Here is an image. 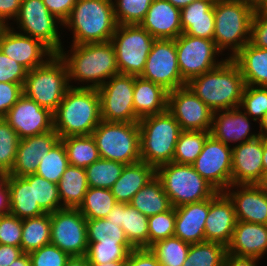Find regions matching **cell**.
<instances>
[{"label":"cell","instance_id":"6da1fadb","mask_svg":"<svg viewBox=\"0 0 267 266\" xmlns=\"http://www.w3.org/2000/svg\"><path fill=\"white\" fill-rule=\"evenodd\" d=\"M70 46V50L62 48L58 54L67 65L71 87L98 89L112 76L119 74L115 50L110 41ZM74 82L79 86L72 84Z\"/></svg>","mask_w":267,"mask_h":266},{"label":"cell","instance_id":"7a4b0ae2","mask_svg":"<svg viewBox=\"0 0 267 266\" xmlns=\"http://www.w3.org/2000/svg\"><path fill=\"white\" fill-rule=\"evenodd\" d=\"M186 85L214 112L239 107L245 87L239 66L229 58Z\"/></svg>","mask_w":267,"mask_h":266},{"label":"cell","instance_id":"3957f363","mask_svg":"<svg viewBox=\"0 0 267 266\" xmlns=\"http://www.w3.org/2000/svg\"><path fill=\"white\" fill-rule=\"evenodd\" d=\"M102 121L97 89L70 87L53 113V129L60 138L92 135Z\"/></svg>","mask_w":267,"mask_h":266},{"label":"cell","instance_id":"277c9868","mask_svg":"<svg viewBox=\"0 0 267 266\" xmlns=\"http://www.w3.org/2000/svg\"><path fill=\"white\" fill-rule=\"evenodd\" d=\"M253 0H216L214 36L217 49L232 59L251 39V23L256 11Z\"/></svg>","mask_w":267,"mask_h":266},{"label":"cell","instance_id":"5b68a950","mask_svg":"<svg viewBox=\"0 0 267 266\" xmlns=\"http://www.w3.org/2000/svg\"><path fill=\"white\" fill-rule=\"evenodd\" d=\"M117 25L113 0H77L63 23L72 30L71 44L109 42Z\"/></svg>","mask_w":267,"mask_h":266},{"label":"cell","instance_id":"8992f818","mask_svg":"<svg viewBox=\"0 0 267 266\" xmlns=\"http://www.w3.org/2000/svg\"><path fill=\"white\" fill-rule=\"evenodd\" d=\"M141 161L155 169L173 161L175 146L182 131L174 116L166 110L139 119Z\"/></svg>","mask_w":267,"mask_h":266},{"label":"cell","instance_id":"52a82bcc","mask_svg":"<svg viewBox=\"0 0 267 266\" xmlns=\"http://www.w3.org/2000/svg\"><path fill=\"white\" fill-rule=\"evenodd\" d=\"M70 87L67 65L59 54H54L27 72L23 93L54 113Z\"/></svg>","mask_w":267,"mask_h":266},{"label":"cell","instance_id":"ba28073f","mask_svg":"<svg viewBox=\"0 0 267 266\" xmlns=\"http://www.w3.org/2000/svg\"><path fill=\"white\" fill-rule=\"evenodd\" d=\"M156 177L174 208L210 199L218 192L192 165L170 162L156 168Z\"/></svg>","mask_w":267,"mask_h":266},{"label":"cell","instance_id":"9c48e42d","mask_svg":"<svg viewBox=\"0 0 267 266\" xmlns=\"http://www.w3.org/2000/svg\"><path fill=\"white\" fill-rule=\"evenodd\" d=\"M100 158L125 165L141 161L138 122L101 121L92 132Z\"/></svg>","mask_w":267,"mask_h":266},{"label":"cell","instance_id":"30bf717a","mask_svg":"<svg viewBox=\"0 0 267 266\" xmlns=\"http://www.w3.org/2000/svg\"><path fill=\"white\" fill-rule=\"evenodd\" d=\"M155 38L139 24L117 25L112 43L120 74L140 76Z\"/></svg>","mask_w":267,"mask_h":266},{"label":"cell","instance_id":"8fae6325","mask_svg":"<svg viewBox=\"0 0 267 266\" xmlns=\"http://www.w3.org/2000/svg\"><path fill=\"white\" fill-rule=\"evenodd\" d=\"M13 22L18 26L15 27L19 30L17 32L40 40L54 54L64 48L60 39L62 32L59 31L63 23L49 12L43 0H22Z\"/></svg>","mask_w":267,"mask_h":266},{"label":"cell","instance_id":"7c38bea8","mask_svg":"<svg viewBox=\"0 0 267 266\" xmlns=\"http://www.w3.org/2000/svg\"><path fill=\"white\" fill-rule=\"evenodd\" d=\"M175 46L180 74L186 83L216 68L226 59L222 57L226 55L217 49L213 39L182 33L175 39ZM219 55L222 57L220 60Z\"/></svg>","mask_w":267,"mask_h":266},{"label":"cell","instance_id":"4fadbf2b","mask_svg":"<svg viewBox=\"0 0 267 266\" xmlns=\"http://www.w3.org/2000/svg\"><path fill=\"white\" fill-rule=\"evenodd\" d=\"M135 75L117 74L98 88L101 119L108 122H139L133 107Z\"/></svg>","mask_w":267,"mask_h":266},{"label":"cell","instance_id":"5bb4252c","mask_svg":"<svg viewBox=\"0 0 267 266\" xmlns=\"http://www.w3.org/2000/svg\"><path fill=\"white\" fill-rule=\"evenodd\" d=\"M50 243L72 256H85L88 249L87 219L78 209L63 208L50 213Z\"/></svg>","mask_w":267,"mask_h":266},{"label":"cell","instance_id":"9a60e30c","mask_svg":"<svg viewBox=\"0 0 267 266\" xmlns=\"http://www.w3.org/2000/svg\"><path fill=\"white\" fill-rule=\"evenodd\" d=\"M140 77L168 92L186 86L178 66L175 39H155Z\"/></svg>","mask_w":267,"mask_h":266},{"label":"cell","instance_id":"2e32d148","mask_svg":"<svg viewBox=\"0 0 267 266\" xmlns=\"http://www.w3.org/2000/svg\"><path fill=\"white\" fill-rule=\"evenodd\" d=\"M191 165L218 192H224L232 185V146L215 139L211 134Z\"/></svg>","mask_w":267,"mask_h":266},{"label":"cell","instance_id":"e0dca14e","mask_svg":"<svg viewBox=\"0 0 267 266\" xmlns=\"http://www.w3.org/2000/svg\"><path fill=\"white\" fill-rule=\"evenodd\" d=\"M167 110L179 123L181 130H211L214 111L187 85L168 92Z\"/></svg>","mask_w":267,"mask_h":266},{"label":"cell","instance_id":"ac0fdd59","mask_svg":"<svg viewBox=\"0 0 267 266\" xmlns=\"http://www.w3.org/2000/svg\"><path fill=\"white\" fill-rule=\"evenodd\" d=\"M0 50L28 71L43 65L54 55L40 40L17 32L11 23L0 26Z\"/></svg>","mask_w":267,"mask_h":266},{"label":"cell","instance_id":"d6986e66","mask_svg":"<svg viewBox=\"0 0 267 266\" xmlns=\"http://www.w3.org/2000/svg\"><path fill=\"white\" fill-rule=\"evenodd\" d=\"M3 118L20 139L53 130V113L24 93Z\"/></svg>","mask_w":267,"mask_h":266},{"label":"cell","instance_id":"ffe728a7","mask_svg":"<svg viewBox=\"0 0 267 266\" xmlns=\"http://www.w3.org/2000/svg\"><path fill=\"white\" fill-rule=\"evenodd\" d=\"M263 137L232 144V185L258 184L263 176Z\"/></svg>","mask_w":267,"mask_h":266},{"label":"cell","instance_id":"44dd1931","mask_svg":"<svg viewBox=\"0 0 267 266\" xmlns=\"http://www.w3.org/2000/svg\"><path fill=\"white\" fill-rule=\"evenodd\" d=\"M224 193L233 203L237 221L267 225V193L257 184L230 185Z\"/></svg>","mask_w":267,"mask_h":266},{"label":"cell","instance_id":"7402d4cb","mask_svg":"<svg viewBox=\"0 0 267 266\" xmlns=\"http://www.w3.org/2000/svg\"><path fill=\"white\" fill-rule=\"evenodd\" d=\"M250 119L240 107L215 111L210 134L226 145H240L259 136V133L251 131L250 121H256Z\"/></svg>","mask_w":267,"mask_h":266},{"label":"cell","instance_id":"603a6c76","mask_svg":"<svg viewBox=\"0 0 267 266\" xmlns=\"http://www.w3.org/2000/svg\"><path fill=\"white\" fill-rule=\"evenodd\" d=\"M61 138L53 129L51 131L22 138L19 141L15 164L7 175L24 177L35 174L38 170L41 157L48 154Z\"/></svg>","mask_w":267,"mask_h":266},{"label":"cell","instance_id":"cb8c5ba5","mask_svg":"<svg viewBox=\"0 0 267 266\" xmlns=\"http://www.w3.org/2000/svg\"><path fill=\"white\" fill-rule=\"evenodd\" d=\"M232 201L224 192H217L209 199V213L205 223V241L227 247L236 224Z\"/></svg>","mask_w":267,"mask_h":266},{"label":"cell","instance_id":"d4e9b609","mask_svg":"<svg viewBox=\"0 0 267 266\" xmlns=\"http://www.w3.org/2000/svg\"><path fill=\"white\" fill-rule=\"evenodd\" d=\"M139 25L155 39H176L183 33L180 9L167 0H154Z\"/></svg>","mask_w":267,"mask_h":266},{"label":"cell","instance_id":"484cf974","mask_svg":"<svg viewBox=\"0 0 267 266\" xmlns=\"http://www.w3.org/2000/svg\"><path fill=\"white\" fill-rule=\"evenodd\" d=\"M227 253L261 259L267 253V225L236 221Z\"/></svg>","mask_w":267,"mask_h":266},{"label":"cell","instance_id":"4316f807","mask_svg":"<svg viewBox=\"0 0 267 266\" xmlns=\"http://www.w3.org/2000/svg\"><path fill=\"white\" fill-rule=\"evenodd\" d=\"M175 233L189 244L205 242V223L209 213V199L175 208Z\"/></svg>","mask_w":267,"mask_h":266},{"label":"cell","instance_id":"83f0119b","mask_svg":"<svg viewBox=\"0 0 267 266\" xmlns=\"http://www.w3.org/2000/svg\"><path fill=\"white\" fill-rule=\"evenodd\" d=\"M106 219L123 228L134 248H149L148 217L136 208L130 204L117 203Z\"/></svg>","mask_w":267,"mask_h":266},{"label":"cell","instance_id":"f1b7e54d","mask_svg":"<svg viewBox=\"0 0 267 266\" xmlns=\"http://www.w3.org/2000/svg\"><path fill=\"white\" fill-rule=\"evenodd\" d=\"M168 91L161 85L135 76L133 107L135 115L141 119L167 110Z\"/></svg>","mask_w":267,"mask_h":266},{"label":"cell","instance_id":"f546056e","mask_svg":"<svg viewBox=\"0 0 267 266\" xmlns=\"http://www.w3.org/2000/svg\"><path fill=\"white\" fill-rule=\"evenodd\" d=\"M156 176V169L140 161L125 165L121 176L110 188L117 203L129 204L133 196Z\"/></svg>","mask_w":267,"mask_h":266},{"label":"cell","instance_id":"4dcf8cb0","mask_svg":"<svg viewBox=\"0 0 267 266\" xmlns=\"http://www.w3.org/2000/svg\"><path fill=\"white\" fill-rule=\"evenodd\" d=\"M245 85L267 87V49L247 43L233 58Z\"/></svg>","mask_w":267,"mask_h":266},{"label":"cell","instance_id":"1f68e13d","mask_svg":"<svg viewBox=\"0 0 267 266\" xmlns=\"http://www.w3.org/2000/svg\"><path fill=\"white\" fill-rule=\"evenodd\" d=\"M9 189L10 211L20 219L40 216L45 212L34 201L33 184H29L23 177L6 175Z\"/></svg>","mask_w":267,"mask_h":266},{"label":"cell","instance_id":"d6a6232c","mask_svg":"<svg viewBox=\"0 0 267 266\" xmlns=\"http://www.w3.org/2000/svg\"><path fill=\"white\" fill-rule=\"evenodd\" d=\"M88 188L85 168L69 165L58 183L63 208L78 209Z\"/></svg>","mask_w":267,"mask_h":266},{"label":"cell","instance_id":"836d02e7","mask_svg":"<svg viewBox=\"0 0 267 266\" xmlns=\"http://www.w3.org/2000/svg\"><path fill=\"white\" fill-rule=\"evenodd\" d=\"M129 204L147 217L168 211L172 207L156 176L133 196Z\"/></svg>","mask_w":267,"mask_h":266},{"label":"cell","instance_id":"e575fe53","mask_svg":"<svg viewBox=\"0 0 267 266\" xmlns=\"http://www.w3.org/2000/svg\"><path fill=\"white\" fill-rule=\"evenodd\" d=\"M50 213L22 219L21 248L23 253H31L44 245L50 244Z\"/></svg>","mask_w":267,"mask_h":266},{"label":"cell","instance_id":"d590c367","mask_svg":"<svg viewBox=\"0 0 267 266\" xmlns=\"http://www.w3.org/2000/svg\"><path fill=\"white\" fill-rule=\"evenodd\" d=\"M61 141L67 151L69 165L86 168L100 158L92 135L68 136Z\"/></svg>","mask_w":267,"mask_h":266},{"label":"cell","instance_id":"8d00e7d4","mask_svg":"<svg viewBox=\"0 0 267 266\" xmlns=\"http://www.w3.org/2000/svg\"><path fill=\"white\" fill-rule=\"evenodd\" d=\"M117 204L110 189L89 187L78 210L87 220L106 218Z\"/></svg>","mask_w":267,"mask_h":266},{"label":"cell","instance_id":"74e56055","mask_svg":"<svg viewBox=\"0 0 267 266\" xmlns=\"http://www.w3.org/2000/svg\"><path fill=\"white\" fill-rule=\"evenodd\" d=\"M210 131L182 130L173 156L174 163L191 165L202 151Z\"/></svg>","mask_w":267,"mask_h":266},{"label":"cell","instance_id":"f35d334b","mask_svg":"<svg viewBox=\"0 0 267 266\" xmlns=\"http://www.w3.org/2000/svg\"><path fill=\"white\" fill-rule=\"evenodd\" d=\"M125 164L99 158L85 168L89 187L110 189L121 176Z\"/></svg>","mask_w":267,"mask_h":266},{"label":"cell","instance_id":"ab89813d","mask_svg":"<svg viewBox=\"0 0 267 266\" xmlns=\"http://www.w3.org/2000/svg\"><path fill=\"white\" fill-rule=\"evenodd\" d=\"M190 245L179 237L172 236L155 242L149 249L161 266H182L187 259Z\"/></svg>","mask_w":267,"mask_h":266},{"label":"cell","instance_id":"60d3db41","mask_svg":"<svg viewBox=\"0 0 267 266\" xmlns=\"http://www.w3.org/2000/svg\"><path fill=\"white\" fill-rule=\"evenodd\" d=\"M227 248L216 242L191 244L182 266H223Z\"/></svg>","mask_w":267,"mask_h":266},{"label":"cell","instance_id":"b9f144b4","mask_svg":"<svg viewBox=\"0 0 267 266\" xmlns=\"http://www.w3.org/2000/svg\"><path fill=\"white\" fill-rule=\"evenodd\" d=\"M29 184H33L34 201L45 213H53L63 209L61 205L58 184L35 174L23 177Z\"/></svg>","mask_w":267,"mask_h":266},{"label":"cell","instance_id":"7bdbcfd3","mask_svg":"<svg viewBox=\"0 0 267 266\" xmlns=\"http://www.w3.org/2000/svg\"><path fill=\"white\" fill-rule=\"evenodd\" d=\"M88 243L130 244L122 227L106 218L87 220Z\"/></svg>","mask_w":267,"mask_h":266},{"label":"cell","instance_id":"ee69618b","mask_svg":"<svg viewBox=\"0 0 267 266\" xmlns=\"http://www.w3.org/2000/svg\"><path fill=\"white\" fill-rule=\"evenodd\" d=\"M41 158L36 174L58 184L64 171L69 166L67 151L63 142L60 140L48 151V154Z\"/></svg>","mask_w":267,"mask_h":266},{"label":"cell","instance_id":"f6af8a7d","mask_svg":"<svg viewBox=\"0 0 267 266\" xmlns=\"http://www.w3.org/2000/svg\"><path fill=\"white\" fill-rule=\"evenodd\" d=\"M20 138L2 118L0 120V174H9L15 164Z\"/></svg>","mask_w":267,"mask_h":266},{"label":"cell","instance_id":"bcb514c9","mask_svg":"<svg viewBox=\"0 0 267 266\" xmlns=\"http://www.w3.org/2000/svg\"><path fill=\"white\" fill-rule=\"evenodd\" d=\"M154 0H113L118 25L140 24Z\"/></svg>","mask_w":267,"mask_h":266},{"label":"cell","instance_id":"7dc6e473","mask_svg":"<svg viewBox=\"0 0 267 266\" xmlns=\"http://www.w3.org/2000/svg\"><path fill=\"white\" fill-rule=\"evenodd\" d=\"M239 107L256 123L259 122L267 113V87L245 85Z\"/></svg>","mask_w":267,"mask_h":266},{"label":"cell","instance_id":"c3c4849f","mask_svg":"<svg viewBox=\"0 0 267 266\" xmlns=\"http://www.w3.org/2000/svg\"><path fill=\"white\" fill-rule=\"evenodd\" d=\"M134 247L131 244H101L88 243L86 257L88 263H107L128 260V255Z\"/></svg>","mask_w":267,"mask_h":266},{"label":"cell","instance_id":"681fc988","mask_svg":"<svg viewBox=\"0 0 267 266\" xmlns=\"http://www.w3.org/2000/svg\"><path fill=\"white\" fill-rule=\"evenodd\" d=\"M175 208L148 217L149 247L155 242L174 236L175 233Z\"/></svg>","mask_w":267,"mask_h":266},{"label":"cell","instance_id":"f907efd6","mask_svg":"<svg viewBox=\"0 0 267 266\" xmlns=\"http://www.w3.org/2000/svg\"><path fill=\"white\" fill-rule=\"evenodd\" d=\"M31 266H65L70 256L53 244H47L43 247L29 253Z\"/></svg>","mask_w":267,"mask_h":266},{"label":"cell","instance_id":"816d5d0a","mask_svg":"<svg viewBox=\"0 0 267 266\" xmlns=\"http://www.w3.org/2000/svg\"><path fill=\"white\" fill-rule=\"evenodd\" d=\"M22 219L11 213L0 216V244L21 248Z\"/></svg>","mask_w":267,"mask_h":266},{"label":"cell","instance_id":"f5cc1de1","mask_svg":"<svg viewBox=\"0 0 267 266\" xmlns=\"http://www.w3.org/2000/svg\"><path fill=\"white\" fill-rule=\"evenodd\" d=\"M28 70L0 50V82L24 86Z\"/></svg>","mask_w":267,"mask_h":266},{"label":"cell","instance_id":"db71d44e","mask_svg":"<svg viewBox=\"0 0 267 266\" xmlns=\"http://www.w3.org/2000/svg\"><path fill=\"white\" fill-rule=\"evenodd\" d=\"M250 43L267 49V7H257L251 23Z\"/></svg>","mask_w":267,"mask_h":266},{"label":"cell","instance_id":"11a10c76","mask_svg":"<svg viewBox=\"0 0 267 266\" xmlns=\"http://www.w3.org/2000/svg\"><path fill=\"white\" fill-rule=\"evenodd\" d=\"M216 0H196L180 9L181 20H199L214 17V3Z\"/></svg>","mask_w":267,"mask_h":266},{"label":"cell","instance_id":"9f6ffc18","mask_svg":"<svg viewBox=\"0 0 267 266\" xmlns=\"http://www.w3.org/2000/svg\"><path fill=\"white\" fill-rule=\"evenodd\" d=\"M215 18L199 20H181L184 34L206 39H213Z\"/></svg>","mask_w":267,"mask_h":266},{"label":"cell","instance_id":"6f0895ef","mask_svg":"<svg viewBox=\"0 0 267 266\" xmlns=\"http://www.w3.org/2000/svg\"><path fill=\"white\" fill-rule=\"evenodd\" d=\"M23 94L20 84L0 82V117L3 118Z\"/></svg>","mask_w":267,"mask_h":266},{"label":"cell","instance_id":"680465c9","mask_svg":"<svg viewBox=\"0 0 267 266\" xmlns=\"http://www.w3.org/2000/svg\"><path fill=\"white\" fill-rule=\"evenodd\" d=\"M127 266H161L149 248H134L130 251Z\"/></svg>","mask_w":267,"mask_h":266},{"label":"cell","instance_id":"91938a15","mask_svg":"<svg viewBox=\"0 0 267 266\" xmlns=\"http://www.w3.org/2000/svg\"><path fill=\"white\" fill-rule=\"evenodd\" d=\"M77 0H43L49 12L64 23L71 14Z\"/></svg>","mask_w":267,"mask_h":266},{"label":"cell","instance_id":"94428289","mask_svg":"<svg viewBox=\"0 0 267 266\" xmlns=\"http://www.w3.org/2000/svg\"><path fill=\"white\" fill-rule=\"evenodd\" d=\"M21 2L22 0H0V26H8V22L17 17Z\"/></svg>","mask_w":267,"mask_h":266},{"label":"cell","instance_id":"6125c7cd","mask_svg":"<svg viewBox=\"0 0 267 266\" xmlns=\"http://www.w3.org/2000/svg\"><path fill=\"white\" fill-rule=\"evenodd\" d=\"M23 254L22 248L0 244V266H9Z\"/></svg>","mask_w":267,"mask_h":266},{"label":"cell","instance_id":"be15d7a7","mask_svg":"<svg viewBox=\"0 0 267 266\" xmlns=\"http://www.w3.org/2000/svg\"><path fill=\"white\" fill-rule=\"evenodd\" d=\"M259 260L254 257H241L226 252L223 266H258Z\"/></svg>","mask_w":267,"mask_h":266},{"label":"cell","instance_id":"e7e4bbea","mask_svg":"<svg viewBox=\"0 0 267 266\" xmlns=\"http://www.w3.org/2000/svg\"><path fill=\"white\" fill-rule=\"evenodd\" d=\"M10 211L9 189L6 182V174H0V216Z\"/></svg>","mask_w":267,"mask_h":266},{"label":"cell","instance_id":"03108f58","mask_svg":"<svg viewBox=\"0 0 267 266\" xmlns=\"http://www.w3.org/2000/svg\"><path fill=\"white\" fill-rule=\"evenodd\" d=\"M65 266H88V260L86 256H72L67 260Z\"/></svg>","mask_w":267,"mask_h":266},{"label":"cell","instance_id":"003e7915","mask_svg":"<svg viewBox=\"0 0 267 266\" xmlns=\"http://www.w3.org/2000/svg\"><path fill=\"white\" fill-rule=\"evenodd\" d=\"M9 266H31V260L29 254L23 253L15 261H13Z\"/></svg>","mask_w":267,"mask_h":266},{"label":"cell","instance_id":"a7ac6f4b","mask_svg":"<svg viewBox=\"0 0 267 266\" xmlns=\"http://www.w3.org/2000/svg\"><path fill=\"white\" fill-rule=\"evenodd\" d=\"M259 123V136L266 137L267 136V113L264 114L263 118L258 122Z\"/></svg>","mask_w":267,"mask_h":266},{"label":"cell","instance_id":"89a4df30","mask_svg":"<svg viewBox=\"0 0 267 266\" xmlns=\"http://www.w3.org/2000/svg\"><path fill=\"white\" fill-rule=\"evenodd\" d=\"M88 266H127V260H119L107 263H88Z\"/></svg>","mask_w":267,"mask_h":266},{"label":"cell","instance_id":"2644e50d","mask_svg":"<svg viewBox=\"0 0 267 266\" xmlns=\"http://www.w3.org/2000/svg\"><path fill=\"white\" fill-rule=\"evenodd\" d=\"M170 2L173 6L182 9L183 7L188 6L190 3L196 1V0H167Z\"/></svg>","mask_w":267,"mask_h":266},{"label":"cell","instance_id":"8c879c8a","mask_svg":"<svg viewBox=\"0 0 267 266\" xmlns=\"http://www.w3.org/2000/svg\"><path fill=\"white\" fill-rule=\"evenodd\" d=\"M262 163L264 172L267 171V136L263 137V156Z\"/></svg>","mask_w":267,"mask_h":266},{"label":"cell","instance_id":"753ad0ef","mask_svg":"<svg viewBox=\"0 0 267 266\" xmlns=\"http://www.w3.org/2000/svg\"><path fill=\"white\" fill-rule=\"evenodd\" d=\"M257 185L267 193V171L263 173L262 179Z\"/></svg>","mask_w":267,"mask_h":266},{"label":"cell","instance_id":"34e18365","mask_svg":"<svg viewBox=\"0 0 267 266\" xmlns=\"http://www.w3.org/2000/svg\"><path fill=\"white\" fill-rule=\"evenodd\" d=\"M257 7H267V0H253Z\"/></svg>","mask_w":267,"mask_h":266}]
</instances>
